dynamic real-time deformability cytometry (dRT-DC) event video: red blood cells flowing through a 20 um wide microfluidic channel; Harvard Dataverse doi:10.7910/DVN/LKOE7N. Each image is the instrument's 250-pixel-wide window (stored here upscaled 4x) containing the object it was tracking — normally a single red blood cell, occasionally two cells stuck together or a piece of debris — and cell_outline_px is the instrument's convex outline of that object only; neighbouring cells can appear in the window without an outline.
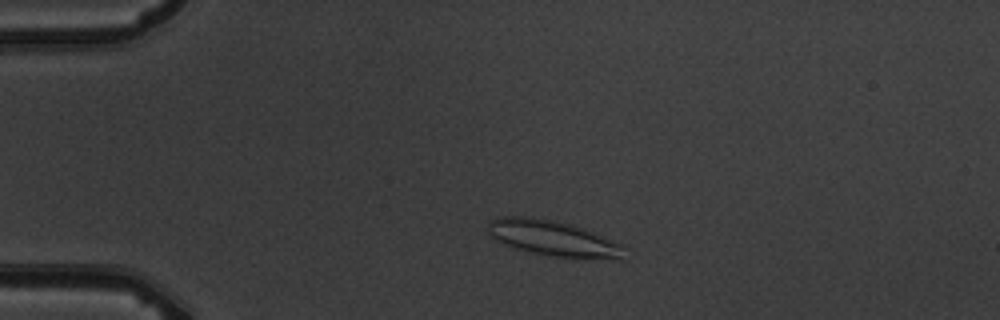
{"species": "common noctule bat (a hibernating species)", "species_latin": "Nyctalus noctula", "temperature_condition": "warm", "stored_images_in_passage": 2, "camera_frame_rate_fps": 3000, "um_per_image_px": 0.085, "animal": {"sex": "male", "body_mass_g": 19.5, "forearm_length_mm": 54.6}, "frame": {"image": 1, "passage_image": 1, "time_ms": 0.0, "image_size_px": [1000, 320], "cell_outline_px": [[624, 260], [616, 260], [552, 256], [528, 252], [512, 248], [488, 236], [488, 220], [500, 216], [524, 216], [552, 220], [572, 224], [596, 232], [624, 244]], "centroid_in_image_um": [47.04, 20.26], "position_along_channel_um": 38.0, "area_um2": 29.02}}